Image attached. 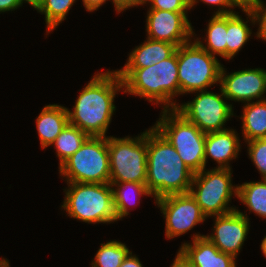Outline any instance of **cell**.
<instances>
[{"mask_svg":"<svg viewBox=\"0 0 266 267\" xmlns=\"http://www.w3.org/2000/svg\"><path fill=\"white\" fill-rule=\"evenodd\" d=\"M21 6L20 0H0V13L17 10Z\"/></svg>","mask_w":266,"mask_h":267,"instance_id":"cell-31","label":"cell"},{"mask_svg":"<svg viewBox=\"0 0 266 267\" xmlns=\"http://www.w3.org/2000/svg\"><path fill=\"white\" fill-rule=\"evenodd\" d=\"M165 217V235L173 239L207 219L190 193L167 195L155 200Z\"/></svg>","mask_w":266,"mask_h":267,"instance_id":"cell-11","label":"cell"},{"mask_svg":"<svg viewBox=\"0 0 266 267\" xmlns=\"http://www.w3.org/2000/svg\"><path fill=\"white\" fill-rule=\"evenodd\" d=\"M237 192L238 186L232 185L231 169L217 167L194 173L189 190L207 218L234 211L236 207L228 205Z\"/></svg>","mask_w":266,"mask_h":267,"instance_id":"cell-8","label":"cell"},{"mask_svg":"<svg viewBox=\"0 0 266 267\" xmlns=\"http://www.w3.org/2000/svg\"><path fill=\"white\" fill-rule=\"evenodd\" d=\"M154 127L172 144L193 173L205 169V132L176 109H163Z\"/></svg>","mask_w":266,"mask_h":267,"instance_id":"cell-5","label":"cell"},{"mask_svg":"<svg viewBox=\"0 0 266 267\" xmlns=\"http://www.w3.org/2000/svg\"><path fill=\"white\" fill-rule=\"evenodd\" d=\"M192 237L193 242H184L179 251L194 267H236V258L221 252L205 235Z\"/></svg>","mask_w":266,"mask_h":267,"instance_id":"cell-15","label":"cell"},{"mask_svg":"<svg viewBox=\"0 0 266 267\" xmlns=\"http://www.w3.org/2000/svg\"><path fill=\"white\" fill-rule=\"evenodd\" d=\"M0 267H10V263L7 259H0Z\"/></svg>","mask_w":266,"mask_h":267,"instance_id":"cell-40","label":"cell"},{"mask_svg":"<svg viewBox=\"0 0 266 267\" xmlns=\"http://www.w3.org/2000/svg\"><path fill=\"white\" fill-rule=\"evenodd\" d=\"M120 90L123 91V83L116 70L97 72L80 91L73 111L67 108L69 124L89 136L107 137L116 110L114 98Z\"/></svg>","mask_w":266,"mask_h":267,"instance_id":"cell-1","label":"cell"},{"mask_svg":"<svg viewBox=\"0 0 266 267\" xmlns=\"http://www.w3.org/2000/svg\"><path fill=\"white\" fill-rule=\"evenodd\" d=\"M207 45H204L200 38L194 39L209 54L219 55L226 59V38H227V15H215L211 17L206 29Z\"/></svg>","mask_w":266,"mask_h":267,"instance_id":"cell-22","label":"cell"},{"mask_svg":"<svg viewBox=\"0 0 266 267\" xmlns=\"http://www.w3.org/2000/svg\"><path fill=\"white\" fill-rule=\"evenodd\" d=\"M120 267H143L140 260L136 255H133L132 252L127 256V258L122 261Z\"/></svg>","mask_w":266,"mask_h":267,"instance_id":"cell-32","label":"cell"},{"mask_svg":"<svg viewBox=\"0 0 266 267\" xmlns=\"http://www.w3.org/2000/svg\"><path fill=\"white\" fill-rule=\"evenodd\" d=\"M117 14L132 7V0H112Z\"/></svg>","mask_w":266,"mask_h":267,"instance_id":"cell-35","label":"cell"},{"mask_svg":"<svg viewBox=\"0 0 266 267\" xmlns=\"http://www.w3.org/2000/svg\"><path fill=\"white\" fill-rule=\"evenodd\" d=\"M194 173L172 144L153 126L147 130L146 186L158 198L189 193Z\"/></svg>","mask_w":266,"mask_h":267,"instance_id":"cell-2","label":"cell"},{"mask_svg":"<svg viewBox=\"0 0 266 267\" xmlns=\"http://www.w3.org/2000/svg\"><path fill=\"white\" fill-rule=\"evenodd\" d=\"M69 124L67 107L58 104L46 105L36 118V127L43 149L50 146Z\"/></svg>","mask_w":266,"mask_h":267,"instance_id":"cell-18","label":"cell"},{"mask_svg":"<svg viewBox=\"0 0 266 267\" xmlns=\"http://www.w3.org/2000/svg\"><path fill=\"white\" fill-rule=\"evenodd\" d=\"M108 0H82L86 11L93 12L98 10Z\"/></svg>","mask_w":266,"mask_h":267,"instance_id":"cell-34","label":"cell"},{"mask_svg":"<svg viewBox=\"0 0 266 267\" xmlns=\"http://www.w3.org/2000/svg\"><path fill=\"white\" fill-rule=\"evenodd\" d=\"M220 92L217 94L208 89L193 92L197 96L192 101L178 105L176 110L202 132L225 130V123L234 115L233 106L227 103L222 89Z\"/></svg>","mask_w":266,"mask_h":267,"instance_id":"cell-10","label":"cell"},{"mask_svg":"<svg viewBox=\"0 0 266 267\" xmlns=\"http://www.w3.org/2000/svg\"><path fill=\"white\" fill-rule=\"evenodd\" d=\"M261 250H262L263 255L266 257V236L262 240Z\"/></svg>","mask_w":266,"mask_h":267,"instance_id":"cell-39","label":"cell"},{"mask_svg":"<svg viewBox=\"0 0 266 267\" xmlns=\"http://www.w3.org/2000/svg\"><path fill=\"white\" fill-rule=\"evenodd\" d=\"M237 7L241 9H250L257 0H231Z\"/></svg>","mask_w":266,"mask_h":267,"instance_id":"cell-36","label":"cell"},{"mask_svg":"<svg viewBox=\"0 0 266 267\" xmlns=\"http://www.w3.org/2000/svg\"><path fill=\"white\" fill-rule=\"evenodd\" d=\"M76 0H43L37 11L45 15L47 34L66 19Z\"/></svg>","mask_w":266,"mask_h":267,"instance_id":"cell-26","label":"cell"},{"mask_svg":"<svg viewBox=\"0 0 266 267\" xmlns=\"http://www.w3.org/2000/svg\"><path fill=\"white\" fill-rule=\"evenodd\" d=\"M200 1L211 6L217 5V7H220L216 12L214 11L215 15H228L235 13V11L234 10L232 11L231 8L237 7L231 0H200ZM197 2H199V0H190V9L193 8V6Z\"/></svg>","mask_w":266,"mask_h":267,"instance_id":"cell-30","label":"cell"},{"mask_svg":"<svg viewBox=\"0 0 266 267\" xmlns=\"http://www.w3.org/2000/svg\"><path fill=\"white\" fill-rule=\"evenodd\" d=\"M179 95L207 90L220 82L221 63L195 40L177 47Z\"/></svg>","mask_w":266,"mask_h":267,"instance_id":"cell-7","label":"cell"},{"mask_svg":"<svg viewBox=\"0 0 266 267\" xmlns=\"http://www.w3.org/2000/svg\"><path fill=\"white\" fill-rule=\"evenodd\" d=\"M131 253L125 243L117 240L101 244L94 260L91 262L92 267H120L122 261Z\"/></svg>","mask_w":266,"mask_h":267,"instance_id":"cell-25","label":"cell"},{"mask_svg":"<svg viewBox=\"0 0 266 267\" xmlns=\"http://www.w3.org/2000/svg\"><path fill=\"white\" fill-rule=\"evenodd\" d=\"M248 155L257 170L266 179V138L247 141Z\"/></svg>","mask_w":266,"mask_h":267,"instance_id":"cell-27","label":"cell"},{"mask_svg":"<svg viewBox=\"0 0 266 267\" xmlns=\"http://www.w3.org/2000/svg\"><path fill=\"white\" fill-rule=\"evenodd\" d=\"M177 46L165 41L147 38L144 43L135 47L128 56L123 69H141L151 67L171 57Z\"/></svg>","mask_w":266,"mask_h":267,"instance_id":"cell-17","label":"cell"},{"mask_svg":"<svg viewBox=\"0 0 266 267\" xmlns=\"http://www.w3.org/2000/svg\"><path fill=\"white\" fill-rule=\"evenodd\" d=\"M171 267H194V266L187 260V258L180 251H178Z\"/></svg>","mask_w":266,"mask_h":267,"instance_id":"cell-33","label":"cell"},{"mask_svg":"<svg viewBox=\"0 0 266 267\" xmlns=\"http://www.w3.org/2000/svg\"><path fill=\"white\" fill-rule=\"evenodd\" d=\"M255 20V24L258 23L257 38L266 41V5L264 1L257 0L250 8Z\"/></svg>","mask_w":266,"mask_h":267,"instance_id":"cell-29","label":"cell"},{"mask_svg":"<svg viewBox=\"0 0 266 267\" xmlns=\"http://www.w3.org/2000/svg\"><path fill=\"white\" fill-rule=\"evenodd\" d=\"M238 186L237 198L262 219L266 218V179L244 182Z\"/></svg>","mask_w":266,"mask_h":267,"instance_id":"cell-23","label":"cell"},{"mask_svg":"<svg viewBox=\"0 0 266 267\" xmlns=\"http://www.w3.org/2000/svg\"><path fill=\"white\" fill-rule=\"evenodd\" d=\"M123 92L145 98L163 109H176L173 98L179 94L177 50L169 58L151 67L116 70Z\"/></svg>","mask_w":266,"mask_h":267,"instance_id":"cell-3","label":"cell"},{"mask_svg":"<svg viewBox=\"0 0 266 267\" xmlns=\"http://www.w3.org/2000/svg\"><path fill=\"white\" fill-rule=\"evenodd\" d=\"M110 162L109 182L146 184L147 130L136 137L108 136Z\"/></svg>","mask_w":266,"mask_h":267,"instance_id":"cell-9","label":"cell"},{"mask_svg":"<svg viewBox=\"0 0 266 267\" xmlns=\"http://www.w3.org/2000/svg\"><path fill=\"white\" fill-rule=\"evenodd\" d=\"M226 73L222 64L219 86L228 100L248 103L266 99V70L250 68Z\"/></svg>","mask_w":266,"mask_h":267,"instance_id":"cell-13","label":"cell"},{"mask_svg":"<svg viewBox=\"0 0 266 267\" xmlns=\"http://www.w3.org/2000/svg\"><path fill=\"white\" fill-rule=\"evenodd\" d=\"M149 9L166 10L172 12H188L190 0H151Z\"/></svg>","mask_w":266,"mask_h":267,"instance_id":"cell-28","label":"cell"},{"mask_svg":"<svg viewBox=\"0 0 266 267\" xmlns=\"http://www.w3.org/2000/svg\"><path fill=\"white\" fill-rule=\"evenodd\" d=\"M67 182L109 183L108 136H89L83 145L59 167Z\"/></svg>","mask_w":266,"mask_h":267,"instance_id":"cell-6","label":"cell"},{"mask_svg":"<svg viewBox=\"0 0 266 267\" xmlns=\"http://www.w3.org/2000/svg\"><path fill=\"white\" fill-rule=\"evenodd\" d=\"M21 3H28L30 4L34 9H38L39 6L43 3V0H20Z\"/></svg>","mask_w":266,"mask_h":267,"instance_id":"cell-37","label":"cell"},{"mask_svg":"<svg viewBox=\"0 0 266 267\" xmlns=\"http://www.w3.org/2000/svg\"><path fill=\"white\" fill-rule=\"evenodd\" d=\"M88 134L78 127L68 124L51 144L56 148L59 167L69 159L86 141Z\"/></svg>","mask_w":266,"mask_h":267,"instance_id":"cell-24","label":"cell"},{"mask_svg":"<svg viewBox=\"0 0 266 267\" xmlns=\"http://www.w3.org/2000/svg\"><path fill=\"white\" fill-rule=\"evenodd\" d=\"M246 13V22L238 13H232L227 15V38H226V59L230 60L239 53L241 48L249 41L252 34V30L249 25V19L251 23L255 25V20L250 9H242ZM249 18V19H248Z\"/></svg>","mask_w":266,"mask_h":267,"instance_id":"cell-19","label":"cell"},{"mask_svg":"<svg viewBox=\"0 0 266 267\" xmlns=\"http://www.w3.org/2000/svg\"><path fill=\"white\" fill-rule=\"evenodd\" d=\"M242 114L244 141L266 138V99L245 103Z\"/></svg>","mask_w":266,"mask_h":267,"instance_id":"cell-20","label":"cell"},{"mask_svg":"<svg viewBox=\"0 0 266 267\" xmlns=\"http://www.w3.org/2000/svg\"><path fill=\"white\" fill-rule=\"evenodd\" d=\"M233 129L206 133L204 160L205 167L208 158L218 163L217 168H228L229 162L236 159L240 151V139Z\"/></svg>","mask_w":266,"mask_h":267,"instance_id":"cell-16","label":"cell"},{"mask_svg":"<svg viewBox=\"0 0 266 267\" xmlns=\"http://www.w3.org/2000/svg\"><path fill=\"white\" fill-rule=\"evenodd\" d=\"M249 218L238 209L215 216L213 233L205 235L221 252L237 258L249 232Z\"/></svg>","mask_w":266,"mask_h":267,"instance_id":"cell-14","label":"cell"},{"mask_svg":"<svg viewBox=\"0 0 266 267\" xmlns=\"http://www.w3.org/2000/svg\"><path fill=\"white\" fill-rule=\"evenodd\" d=\"M150 1L151 0H132V7L147 4Z\"/></svg>","mask_w":266,"mask_h":267,"instance_id":"cell-38","label":"cell"},{"mask_svg":"<svg viewBox=\"0 0 266 267\" xmlns=\"http://www.w3.org/2000/svg\"><path fill=\"white\" fill-rule=\"evenodd\" d=\"M109 183L112 187L114 209L118 220H122L125 216L129 215L130 209L128 208L130 207V205H135V203L132 201V198H137V196L140 197L142 195L152 196V193L148 190L146 184L138 182ZM113 186L116 188L114 189Z\"/></svg>","mask_w":266,"mask_h":267,"instance_id":"cell-21","label":"cell"},{"mask_svg":"<svg viewBox=\"0 0 266 267\" xmlns=\"http://www.w3.org/2000/svg\"><path fill=\"white\" fill-rule=\"evenodd\" d=\"M66 183L61 208L68 216L88 224L118 221L110 183Z\"/></svg>","mask_w":266,"mask_h":267,"instance_id":"cell-4","label":"cell"},{"mask_svg":"<svg viewBox=\"0 0 266 267\" xmlns=\"http://www.w3.org/2000/svg\"><path fill=\"white\" fill-rule=\"evenodd\" d=\"M146 18L147 38L165 41L179 47L191 41L193 27L187 12L149 9Z\"/></svg>","mask_w":266,"mask_h":267,"instance_id":"cell-12","label":"cell"}]
</instances>
